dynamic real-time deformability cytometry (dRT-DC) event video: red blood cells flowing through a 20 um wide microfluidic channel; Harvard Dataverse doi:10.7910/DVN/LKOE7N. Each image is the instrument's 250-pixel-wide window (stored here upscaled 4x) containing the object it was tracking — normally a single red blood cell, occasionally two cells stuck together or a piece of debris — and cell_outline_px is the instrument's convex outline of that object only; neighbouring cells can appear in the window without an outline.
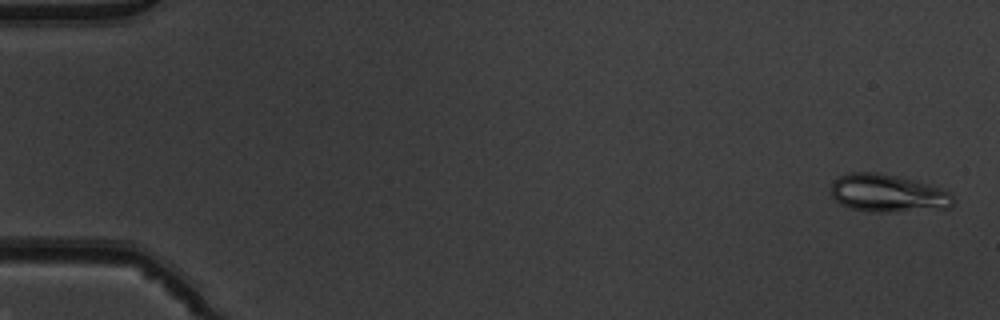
{"species": "common noctule bat (a hibernating species)", "species_latin": "Nyctalus noctula", "temperature_condition": "warm", "stored_images_in_passage": 51, "camera_frame_rate_fps": 3000, "um_per_image_px": 0.085, "animal": {"sex": "male", "body_mass_g": 19.5, "forearm_length_mm": 54.6}, "frame": {"image": 1, "passage_image": 2, "time_ms": 0.333, "image_size_px": [1000, 320], "cell_outline_px": [[956, 200], [952, 208], [896, 212], [868, 212], [848, 208], [840, 204], [832, 196], [832, 180], [840, 176], [852, 172], [876, 172], [896, 176], [912, 180], [940, 188], [952, 192]], "centroid_in_image_um": [75.5, 16.45], "position_along_channel_um": 9.5, "area_um2": 27.28}}
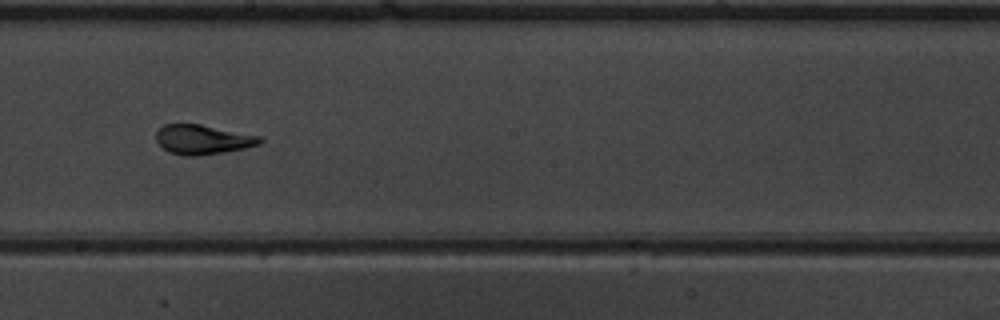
{"frame": {"image": 2, "passage_image": 30, "time_ms": 9.667, "image_size_px": [1000, 320], "cell_outline_px": [[264, 140], [260, 144], [244, 148], [224, 152], [196, 156], [184, 156], [168, 152], [156, 140], [156, 132], [164, 124], [200, 124], [260, 136]], "centroid_in_image_um": [17.23, 11.86], "position_along_channel_um": 231.0, "area_um2": 17.8}}
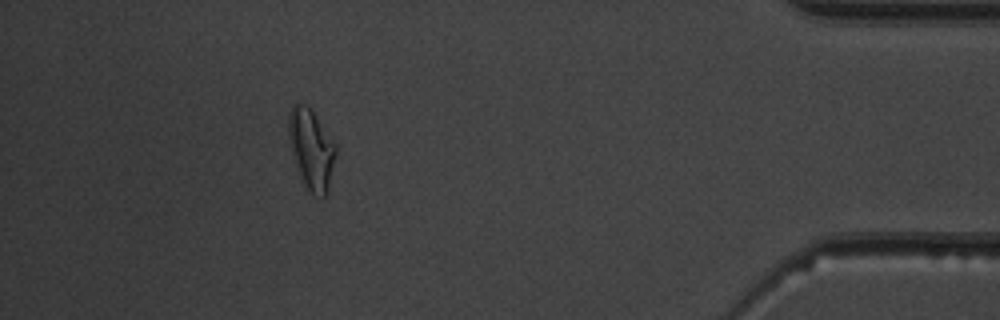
{"frame": {"image": 3, "passage_image": 47, "time_ms": 15.333, "image_size_px": [1000, 320], "cell_outline_px": [[336, 152], [328, 192], [324, 196], [320, 196], [312, 192], [300, 180], [296, 168], [288, 140], [288, 116], [292, 104], [304, 104], [312, 112], [336, 144]], "centroid_in_image_um": [26.43, 12.69], "position_along_channel_um": 408.8, "area_um2": 21.85}}